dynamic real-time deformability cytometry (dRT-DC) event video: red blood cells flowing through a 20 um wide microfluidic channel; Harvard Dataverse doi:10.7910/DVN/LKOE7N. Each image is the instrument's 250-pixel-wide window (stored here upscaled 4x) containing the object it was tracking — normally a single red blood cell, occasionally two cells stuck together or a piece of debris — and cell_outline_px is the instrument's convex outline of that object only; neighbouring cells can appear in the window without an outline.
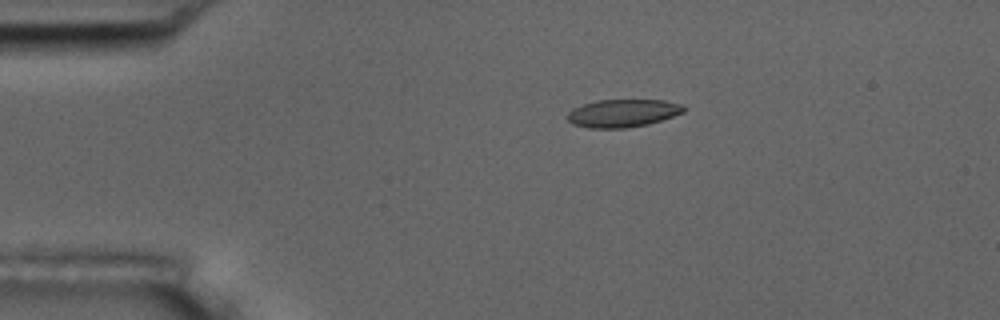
{"species": "common noctule bat (a hibernating species)", "species_latin": "Nyctalus noctula", "temperature_condition": "room temperature", "stored_images_in_passage": 5, "camera_frame_rate_fps": 3000, "um_per_image_px": 0.085, "animal": {"sex": "male", "body_mass_g": 17.5, "forearm_length_mm": 52.3}, "frame": {"image": 1, "passage_image": 3, "time_ms": 2.333, "image_size_px": [1000, 320], "cell_outline_px": [[688, 108], [684, 112], [648, 124], [624, 128], [588, 128], [572, 124], [568, 120], [568, 112], [572, 108], [596, 100], [664, 100], [684, 104]], "centroid_in_image_um": [52.95, 9.61], "position_along_channel_um": 32.0, "area_um2": 18.96}}